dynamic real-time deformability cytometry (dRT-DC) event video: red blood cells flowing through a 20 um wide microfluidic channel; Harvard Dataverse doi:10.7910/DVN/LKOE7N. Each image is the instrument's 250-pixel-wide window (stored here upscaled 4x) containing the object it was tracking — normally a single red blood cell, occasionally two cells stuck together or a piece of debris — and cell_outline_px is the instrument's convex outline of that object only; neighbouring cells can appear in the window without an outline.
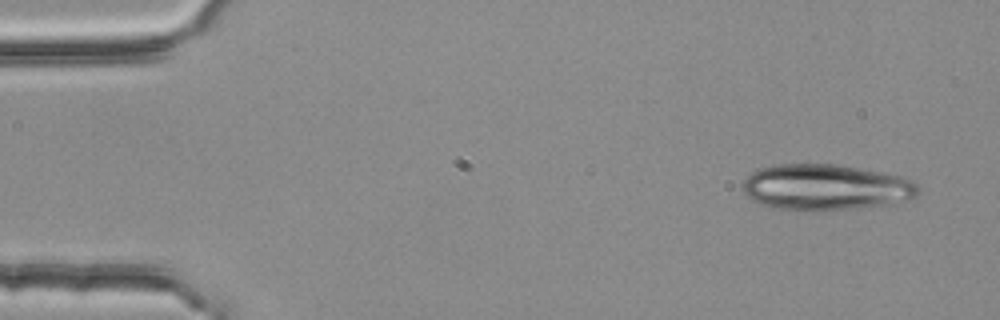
{"species": "common noctule bat (a hibernating species)", "species_latin": "Nyctalus noctula", "temperature_condition": "room temperature", "stored_images_in_passage": 3, "camera_frame_rate_fps": 3000, "um_per_image_px": 0.085, "animal": {"sex": "female", "body_mass_g": 25.1}, "frame": {"image": 1, "passage_image": 1, "time_ms": 0.0, "image_size_px": [1000, 320], "cell_outline_px": [[916, 196], [908, 200], [892, 204], [812, 212], [772, 208], [760, 204], [752, 200], [740, 188], [744, 180], [752, 172], [760, 168], [776, 164], [836, 164], [900, 176], [912, 180], [916, 184]], "centroid_in_image_um": [70.12, 15.93], "position_along_channel_um": 14.9, "area_um2": 47.16}}